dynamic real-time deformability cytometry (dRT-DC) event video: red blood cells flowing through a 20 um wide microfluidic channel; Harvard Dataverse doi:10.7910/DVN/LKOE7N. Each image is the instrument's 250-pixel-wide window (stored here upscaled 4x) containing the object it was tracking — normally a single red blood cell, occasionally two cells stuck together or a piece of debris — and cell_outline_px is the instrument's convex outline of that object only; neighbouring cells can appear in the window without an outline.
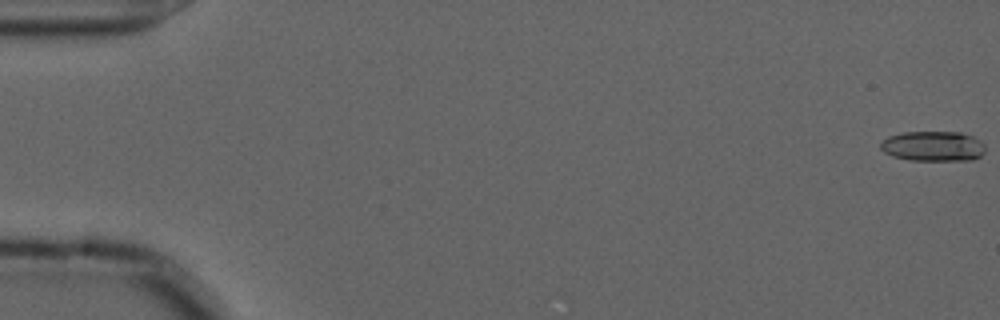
{"species": "common noctule bat (a hibernating species)", "species_latin": "Nyctalus noctula", "temperature_condition": "cold", "stored_images_in_passage": 57, "camera_frame_rate_fps": 3000, "um_per_image_px": 0.085, "animal": {"sex": "male", "forearm_length_mm": 52.5}, "frame": {"image": 1, "passage_image": 1, "time_ms": 0.0, "image_size_px": [1000, 320], "cell_outline_px": [[984, 152], [980, 156], [972, 160], [908, 160], [892, 156], [884, 152], [880, 148], [880, 144], [888, 136], [904, 132], [960, 132], [972, 136], [980, 140], [984, 144]], "centroid_in_image_um": [79.31, 12.43], "position_along_channel_um": 5.7, "area_um2": 18.38}}
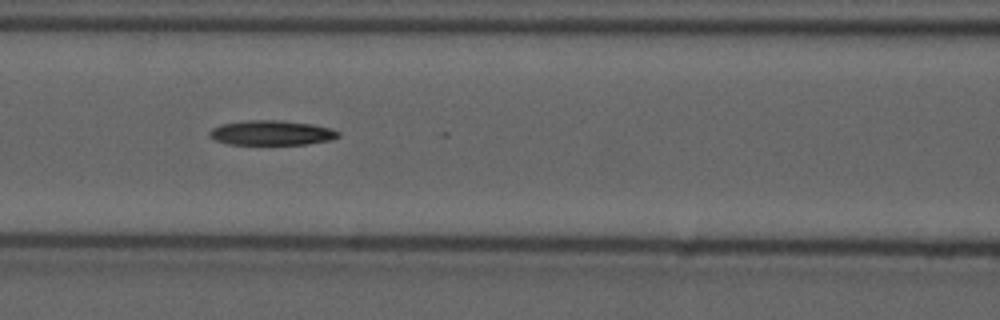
{"frame": {"image": 2, "passage_image": 25, "time_ms": 8.0, "image_size_px": [1000, 320], "cell_outline_px": [[340, 136], [328, 140], [308, 144], [228, 144], [216, 140], [208, 136], [208, 132], [212, 128], [220, 124], [248, 120], [280, 120], [312, 124], [332, 128], [340, 132]], "centroid_in_image_um": [23.07, 11.28], "position_along_channel_um": 143.5, "area_um2": 18.61}}
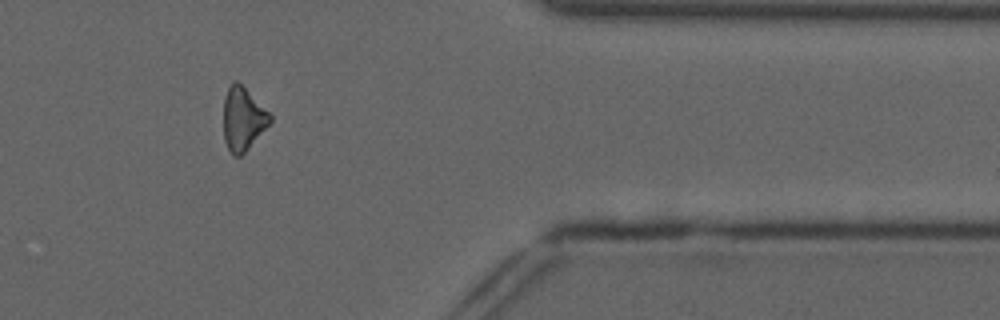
{"frame": {"image": 3, "passage_image": 47, "time_ms": 15.333, "image_size_px": [1000, 320], "cell_outline_px": [[272, 120], [248, 148], [240, 156], [232, 156], [224, 140], [224, 100], [228, 88], [232, 80], [236, 80], [272, 116]], "centroid_in_image_um": [20.62, 10.12], "position_along_channel_um": 390.8, "area_um2": 16.65}}